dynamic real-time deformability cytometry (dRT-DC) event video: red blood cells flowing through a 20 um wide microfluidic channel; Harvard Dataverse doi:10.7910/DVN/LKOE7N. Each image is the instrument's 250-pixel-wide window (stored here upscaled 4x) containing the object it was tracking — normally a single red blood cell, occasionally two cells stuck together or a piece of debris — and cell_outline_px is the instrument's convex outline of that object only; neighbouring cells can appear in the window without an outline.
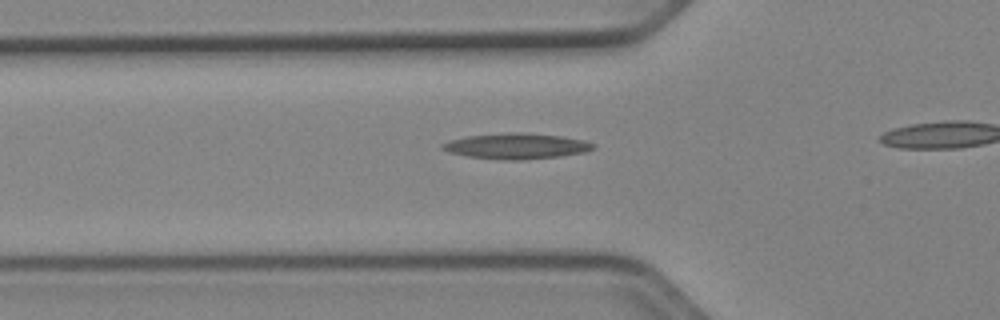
{"species": "Egyptian fruit bat (a non-hibernating species)", "species_latin": "Rousettus aegyptiacus", "temperature_condition": "cold", "stored_images_in_passage": 26, "camera_frame_rate_fps": 3000, "um_per_image_px": 0.085, "animal": {"sex": "female"}, "frame": {"image": 1, "passage_image": 2, "time_ms": 0.333, "image_size_px": [1000, 320], "cell_outline_px": [[596, 148], [584, 152], [560, 156], [516, 160], [512, 160], [468, 156], [452, 152], [440, 148], [440, 144], [452, 140], [468, 136], [512, 132], [524, 132], [560, 136], [584, 140], [596, 144]], "centroid_in_image_um": [43.95, 12.4], "position_along_channel_um": 81.9, "area_um2": 22.2}}
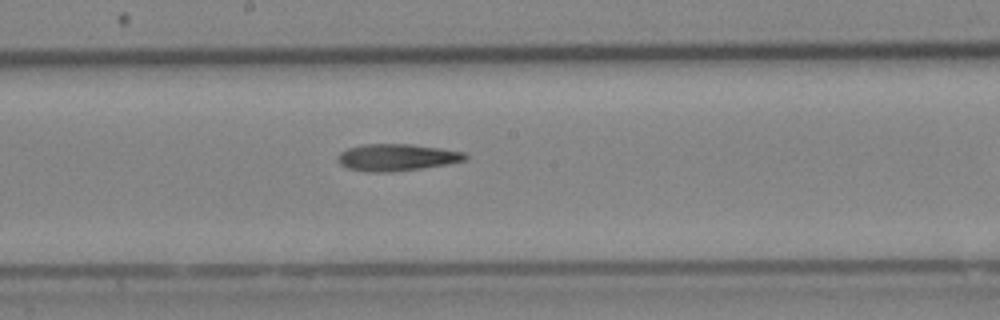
{"frame": {"image": 2, "passage_image": 12, "time_ms": 3.667, "image_size_px": [1000, 320], "cell_outline_px": [[468, 160], [448, 164], [420, 168], [388, 172], [368, 172], [348, 168], [340, 164], [336, 160], [340, 152], [348, 148], [360, 144], [412, 144], [440, 148], [464, 152], [468, 156]], "centroid_in_image_um": [33.72, 13.37], "position_along_channel_um": 214.5, "area_um2": 20.06}}
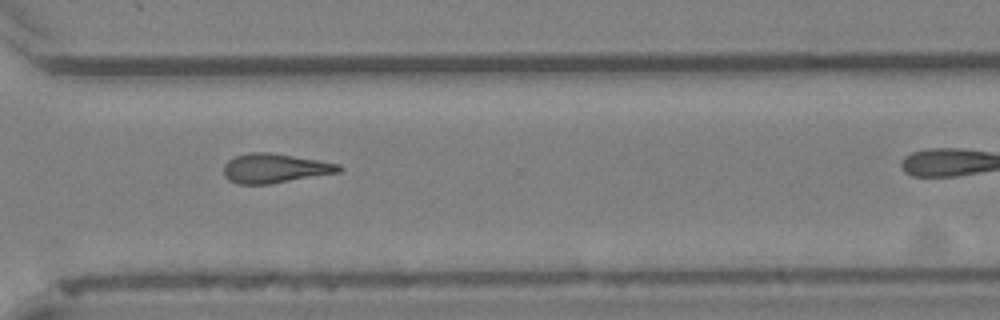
{"frame": {"image": 3, "passage_image": 22, "time_ms": 7.0, "image_size_px": [1000, 320], "cell_outline_px": [[344, 168], [340, 172], [268, 184], [236, 184], [228, 180], [224, 176], [224, 164], [228, 160], [236, 156], [248, 152], [268, 152], [340, 164]], "centroid_in_image_um": [23.32, 14.31], "position_along_channel_um": 347.3, "area_um2": 19.59}}